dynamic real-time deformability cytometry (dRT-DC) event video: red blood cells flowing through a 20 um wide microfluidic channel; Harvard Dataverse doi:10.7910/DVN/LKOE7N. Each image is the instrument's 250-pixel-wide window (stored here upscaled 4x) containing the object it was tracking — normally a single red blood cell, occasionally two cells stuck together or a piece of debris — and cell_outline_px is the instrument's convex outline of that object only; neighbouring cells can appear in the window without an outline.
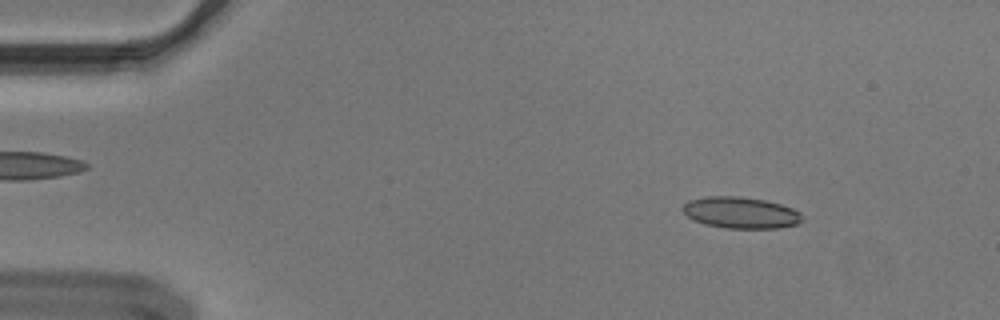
{"species": "Egyptian fruit bat (a non-hibernating species)", "species_latin": "Rousettus aegyptiacus", "temperature_condition": "cold", "stored_images_in_passage": 55, "camera_frame_rate_fps": 3000, "um_per_image_px": 0.085, "animal": {"sex": "male"}, "frame": {"image": 1, "passage_image": 7, "time_ms": 2.0, "image_size_px": [1000, 320], "cell_outline_px": [[804, 220], [800, 224], [776, 228], [724, 228], [704, 224], [692, 220], [680, 208], [688, 200], [704, 196], [740, 196], [764, 200], [780, 204], [792, 208], [800, 212]], "centroid_in_image_um": [62.95, 18.07], "position_along_channel_um": 22.1, "area_um2": 22.14}}
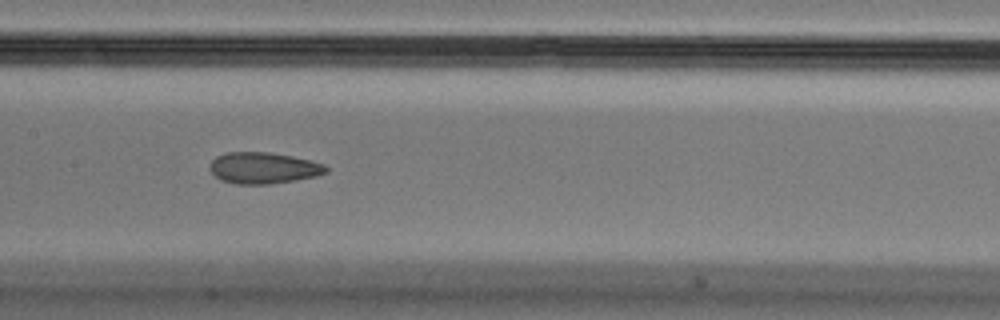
{"frame": {"image": 2, "passage_image": 27, "time_ms": 8.667, "image_size_px": [1000, 320], "cell_outline_px": [[328, 172], [316, 176], [296, 180], [268, 184], [236, 184], [220, 180], [208, 168], [208, 164], [216, 156], [228, 152], [268, 152], [292, 156], [324, 164], [328, 168]], "centroid_in_image_um": [22.36, 14.28], "position_along_channel_um": 185.0, "area_um2": 21.27}}
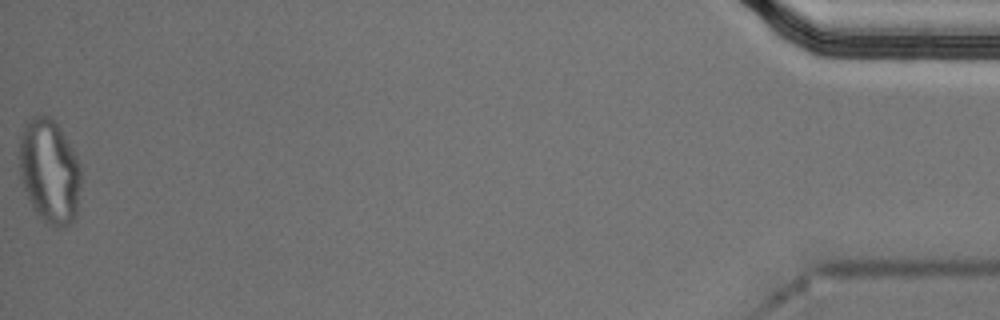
{"frame": {"image": 3, "passage_image": 55, "time_ms": 18.0, "image_size_px": [1000, 320], "cell_outline_px": [[80, 188], [76, 216], [68, 224], [60, 228], [48, 224], [36, 212], [24, 188], [20, 176], [20, 136], [24, 124], [36, 112], [48, 116], [60, 128], [72, 148], [80, 164]], "centroid_in_image_um": [4.2, 14.52], "position_along_channel_um": 431.0, "area_um2": 37.28}, "authors_computed_cell_mechanics": {"area_um2": 21.7906, "velocity_mm_per_s": 3.6394, "shape_relaxation_time_tau1_ms": null, "shape_relaxation_time_tau2_ms": 2.334, "deformation_change_tau1": null, "deformation_change_tau2": 0.0971}}